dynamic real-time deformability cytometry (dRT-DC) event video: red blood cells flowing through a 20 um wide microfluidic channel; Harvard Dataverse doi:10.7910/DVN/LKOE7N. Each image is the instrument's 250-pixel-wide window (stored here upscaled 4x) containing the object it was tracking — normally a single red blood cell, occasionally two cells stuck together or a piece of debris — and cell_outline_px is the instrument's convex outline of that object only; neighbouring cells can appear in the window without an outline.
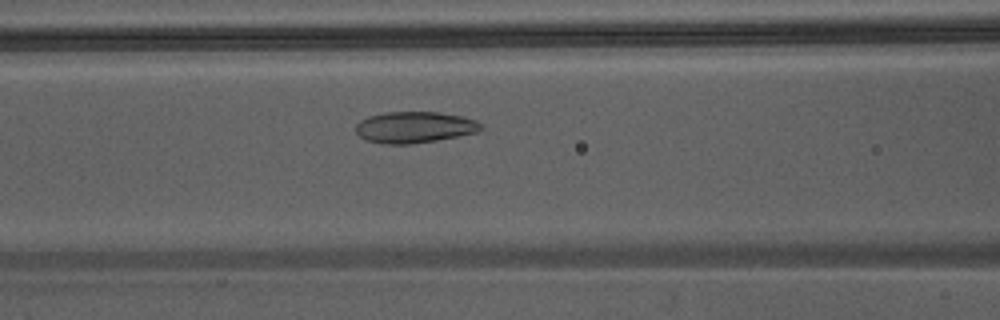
{"species": "Egyptian fruit bat (a non-hibernating species)", "species_latin": "Rousettus aegyptiacus", "temperature_condition": "warm", "stored_images_in_passage": 27, "camera_frame_rate_fps": 3000, "um_per_image_px": 0.085, "animal": {"sex": "male"}, "frame": {"image": 1, "passage_image": 7, "time_ms": 2.0, "image_size_px": [1000, 320], "cell_outline_px": [[484, 128], [476, 132], [436, 140], [412, 144], [384, 144], [368, 140], [360, 136], [356, 132], [356, 124], [360, 120], [368, 116], [384, 112], [440, 112], [460, 116], [476, 120], [484, 124]], "centroid_in_image_um": [35.24, 10.81], "position_along_channel_um": 131.4, "area_um2": 22.83}}
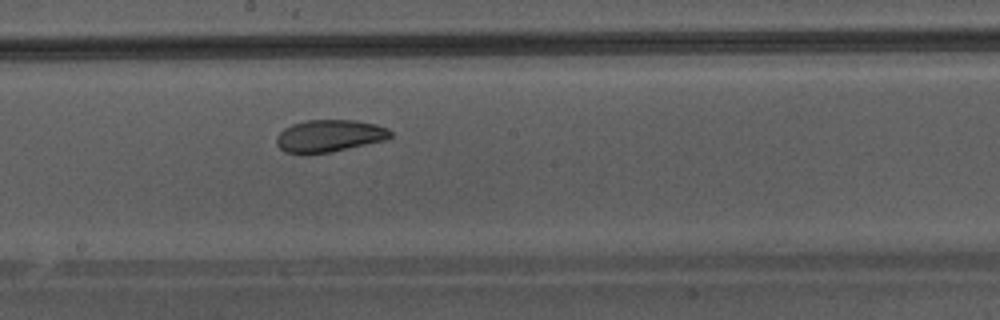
{"frame": {"image": 2, "passage_image": 13, "time_ms": 4.0, "image_size_px": [1000, 320], "cell_outline_px": [[392, 136], [388, 140], [332, 152], [308, 156], [304, 156], [284, 152], [276, 144], [276, 136], [284, 128], [292, 124], [308, 120], [356, 120], [376, 124], [388, 128], [392, 132]], "centroid_in_image_um": [27.99, 11.58], "position_along_channel_um": 220.2, "area_um2": 22.14}}
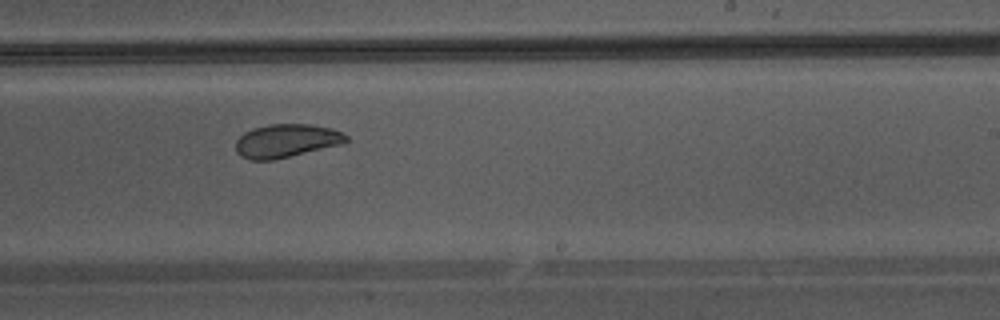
{"frame": {"image": 3, "passage_image": 16, "time_ms": 5.0, "image_size_px": [1000, 320], "cell_outline_px": [[348, 140], [344, 144], [272, 160], [248, 160], [240, 156], [236, 152], [236, 140], [244, 132], [252, 128], [268, 124], [312, 124], [332, 128], [348, 136]], "centroid_in_image_um": [24.33, 11.96], "position_along_channel_um": 264.7, "area_um2": 21.68}}